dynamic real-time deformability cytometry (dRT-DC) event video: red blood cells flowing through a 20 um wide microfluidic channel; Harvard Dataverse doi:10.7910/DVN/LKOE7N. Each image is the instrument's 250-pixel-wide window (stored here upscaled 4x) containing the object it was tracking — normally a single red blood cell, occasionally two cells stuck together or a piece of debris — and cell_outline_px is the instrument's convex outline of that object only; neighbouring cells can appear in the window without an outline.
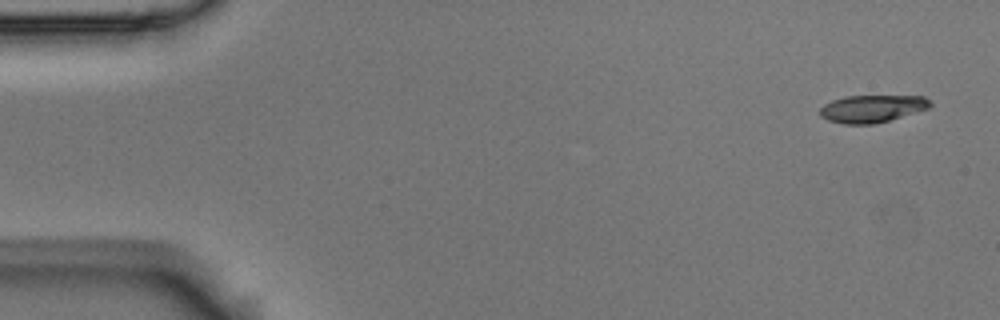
{"species": "Egyptian fruit bat (a non-hibernating species)", "species_latin": "Rousettus aegyptiacus", "temperature_condition": "room temperature", "stored_images_in_passage": 6, "camera_frame_rate_fps": 3000, "um_per_image_px": 0.085, "animal": {"sex": "male"}, "frame": {"image": 1, "passage_image": 1, "time_ms": 0.0, "image_size_px": [1000, 320], "cell_outline_px": [[932, 104], [928, 108], [888, 120], [872, 124], [844, 124], [828, 120], [820, 116], [820, 108], [824, 104], [832, 100], [844, 96], [924, 96]], "centroid_in_image_um": [74.08, 9.23], "position_along_channel_um": 10.9, "area_um2": 17.4}}
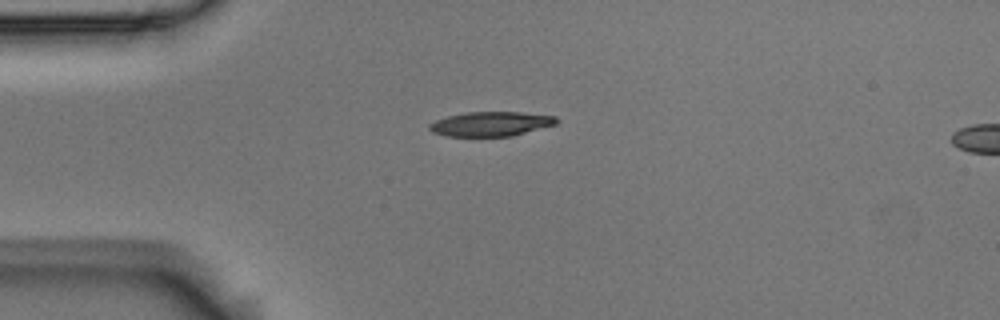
{"frame": {"image": 2, "passage_image": 4, "time_ms": 1.0, "image_size_px": [1000, 320], "cell_outline_px": [[560, 120], [556, 124], [512, 136], [448, 136], [432, 132], [428, 128], [428, 124], [436, 120], [448, 116], [468, 112], [520, 112], [556, 116]], "centroid_in_image_um": [41.73, 10.53], "position_along_channel_um": 43.3, "area_um2": 18.09}}
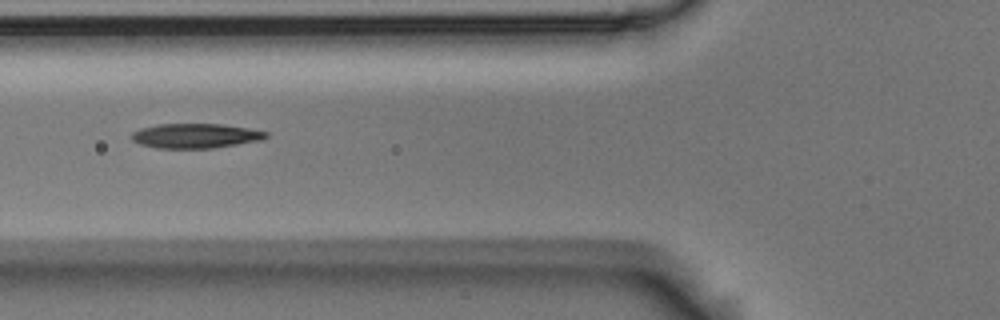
{"frame": {"image": 3, "passage_image": 6, "time_ms": 1.667, "image_size_px": [1000, 320], "cell_outline_px": [[268, 136], [264, 140], [212, 148], [160, 148], [140, 144], [132, 140], [132, 132], [140, 128], [156, 124], [224, 124], [248, 128], [268, 132]], "centroid_in_image_um": [16.64, 11.54], "position_along_channel_um": 109.2, "area_um2": 19.36}}